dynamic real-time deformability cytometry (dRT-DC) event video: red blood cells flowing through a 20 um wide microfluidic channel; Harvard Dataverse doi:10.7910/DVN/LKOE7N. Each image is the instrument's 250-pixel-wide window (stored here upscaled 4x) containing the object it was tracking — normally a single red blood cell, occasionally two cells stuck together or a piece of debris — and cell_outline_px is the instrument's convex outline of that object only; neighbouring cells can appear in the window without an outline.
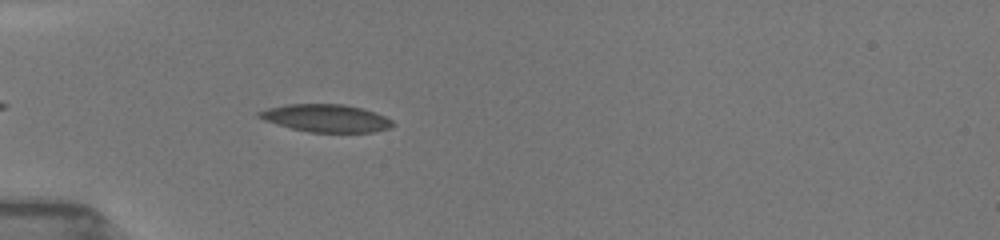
{"species": "common noctule bat (a hibernating species)", "species_latin": "Nyctalus noctula", "temperature_condition": "room temperature", "stored_images_in_passage": 12, "camera_frame_rate_fps": 3000, "um_per_image_px": 0.085, "animal": {"sex": "female", "body_mass_g": 19.5, "forearm_length_mm": 54.1}, "frame": {"image": 1, "passage_image": 9, "time_ms": 4.0, "image_size_px": [1000, 240], "cell_outline_px": [[396, 124], [392, 128], [372, 132], [308, 132], [292, 128], [264, 120], [256, 116], [256, 112], [268, 108], [288, 104], [344, 104], [360, 108], [384, 116], [392, 120]], "centroid_in_image_um": [27.72, 10.05], "position_along_channel_um": 57.3, "area_um2": 21.44}}
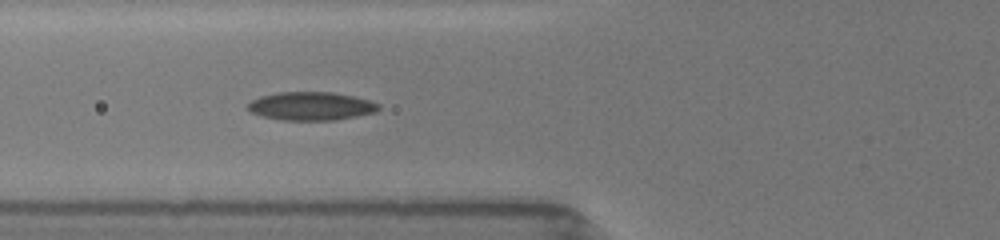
{"frame": {"image": 2, "passage_image": 12, "time_ms": 5.333, "image_size_px": [1000, 240], "cell_outline_px": [[380, 108], [376, 112], [336, 120], [284, 120], [264, 116], [252, 112], [248, 108], [248, 104], [252, 100], [260, 96], [276, 92], [332, 92], [352, 96], [368, 100], [380, 104]], "centroid_in_image_um": [26.46, 9.01], "position_along_channel_um": 99.3, "area_um2": 21.44}}